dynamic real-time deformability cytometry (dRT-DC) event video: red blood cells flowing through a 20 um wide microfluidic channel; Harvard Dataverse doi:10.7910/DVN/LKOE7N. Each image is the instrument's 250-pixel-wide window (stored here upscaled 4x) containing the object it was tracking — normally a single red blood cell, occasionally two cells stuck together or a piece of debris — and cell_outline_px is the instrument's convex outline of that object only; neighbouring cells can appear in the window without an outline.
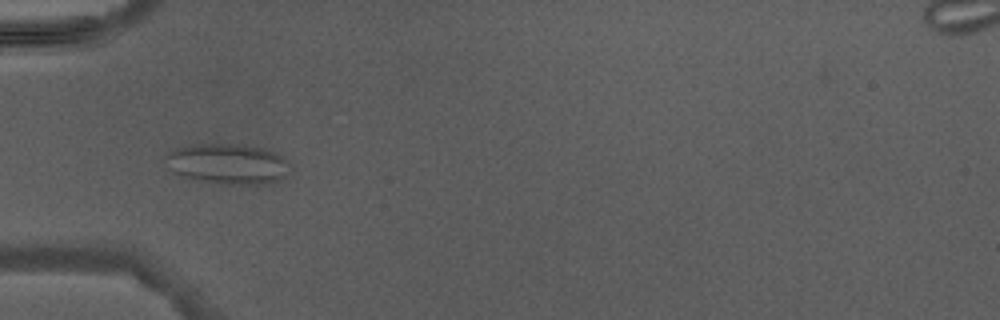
{"species": "Egyptian fruit bat (a non-hibernating species)", "species_latin": "Rousettus aegyptiacus", "temperature_condition": "warm", "stored_images_in_passage": 5, "camera_frame_rate_fps": 3000, "um_per_image_px": 0.085, "animal": {"sex": "male"}, "frame": {"image": 1, "passage_image": 5, "time_ms": 5.0, "image_size_px": [1000, 320], "cell_outline_px": [[288, 164], [284, 176], [268, 184], [216, 184], [184, 176], [168, 168], [164, 156], [168, 152], [176, 148], [192, 144], [244, 144], [264, 148], [276, 152], [284, 156], [288, 160]], "centroid_in_image_um": [19.35, 13.91], "position_along_channel_um": 65.7, "area_um2": 29.36}}